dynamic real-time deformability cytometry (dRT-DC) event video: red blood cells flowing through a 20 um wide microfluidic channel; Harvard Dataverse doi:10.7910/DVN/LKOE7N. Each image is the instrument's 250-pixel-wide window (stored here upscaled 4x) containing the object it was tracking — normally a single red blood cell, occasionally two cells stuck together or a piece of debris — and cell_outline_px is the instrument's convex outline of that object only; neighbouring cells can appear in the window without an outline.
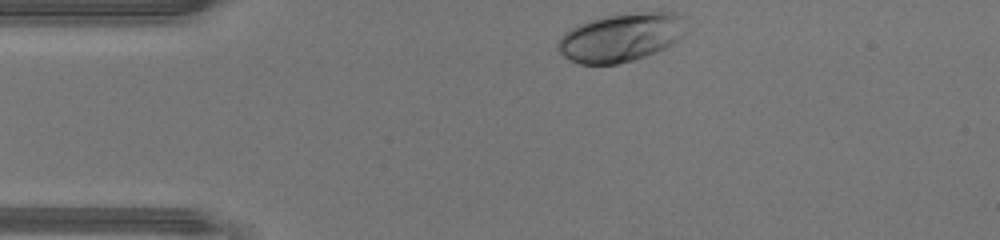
{"species": "human", "species_latin": "Homo sapiens", "temperature_condition": "warm", "stored_images_in_passage": 28, "camera_frame_rate_fps": 3000, "um_per_image_px": 0.085, "donor": {"sex": "male"}, "frame": {"image": 1, "passage_image": 1, "time_ms": 0.0, "image_size_px": [1000, 240], "cell_outline_px": [[688, 32], [680, 40], [656, 52], [632, 60], [616, 64], [580, 64], [564, 56], [556, 48], [556, 44], [560, 36], [564, 32], [588, 20], [604, 16], [648, 12], [680, 12], [688, 28]], "centroid_in_image_um": [52.83, 3.17], "position_along_channel_um": 32.2, "area_um2": 36.41}}
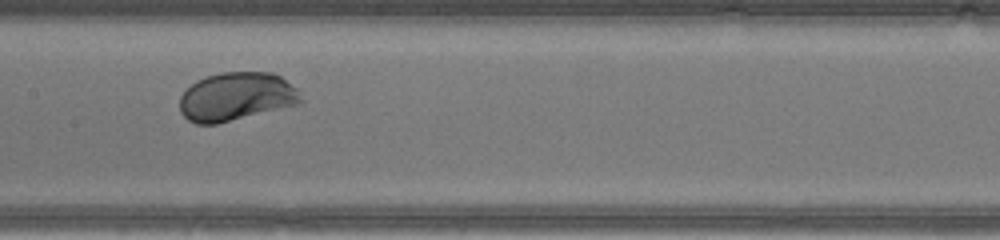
{"frame": {"image": 2, "passage_image": 14, "time_ms": 4.333, "image_size_px": [1000, 240], "cell_outline_px": [[304, 100], [300, 104], [216, 124], [196, 124], [188, 120], [180, 112], [180, 96], [196, 80], [220, 72], [272, 72], [280, 76], [296, 88]], "centroid_in_image_um": [20.09, 8.21], "position_along_channel_um": 187.3, "area_um2": 34.22}}
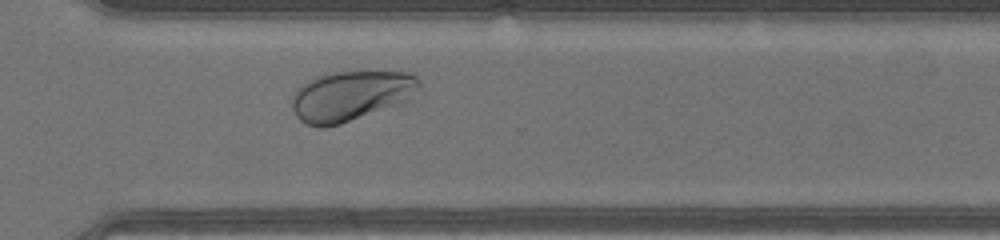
{"frame": {"image": 3, "passage_image": 24, "time_ms": 7.667, "image_size_px": [1000, 240], "cell_outline_px": [[420, 84], [408, 100], [340, 124], [324, 128], [320, 128], [304, 124], [296, 116], [292, 108], [292, 96], [296, 88], [300, 84], [316, 76], [328, 72], [412, 72], [420, 80]], "centroid_in_image_um": [29.75, 8.14], "position_along_channel_um": 340.9, "area_um2": 37.11}}